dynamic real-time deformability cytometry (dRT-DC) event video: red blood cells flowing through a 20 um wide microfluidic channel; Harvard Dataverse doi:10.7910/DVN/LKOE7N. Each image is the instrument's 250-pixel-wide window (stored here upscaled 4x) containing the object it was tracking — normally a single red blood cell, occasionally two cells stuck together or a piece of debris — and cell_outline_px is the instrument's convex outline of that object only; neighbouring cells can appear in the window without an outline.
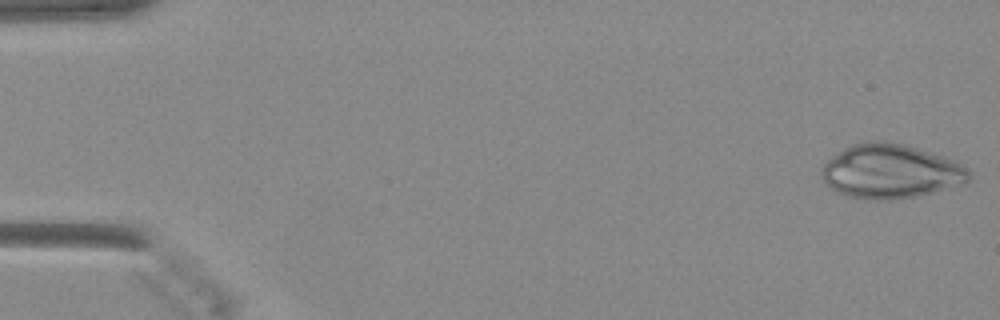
{"species": "Egyptian fruit bat (a non-hibernating species)", "species_latin": "Rousettus aegyptiacus", "temperature_condition": "warm", "stored_images_in_passage": 47, "camera_frame_rate_fps": 3000, "um_per_image_px": 0.085, "animal": {"sex": "female"}, "frame": {"image": 1, "passage_image": 1, "time_ms": 0.0, "image_size_px": [1000, 320], "cell_outline_px": [[972, 176], [968, 180], [932, 192], [916, 196], [892, 200], [876, 200], [848, 196], [832, 188], [824, 180], [824, 164], [832, 156], [844, 148], [852, 144], [872, 140], [884, 140], [916, 148], [964, 164], [972, 172]], "centroid_in_image_um": [75.71, 14.55], "position_along_channel_um": 9.3, "area_um2": 45.66}}
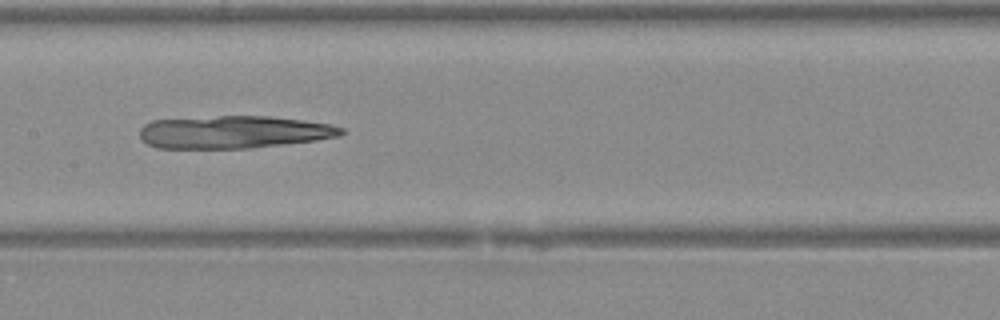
{"frame": {"image": 2, "passage_image": 24, "time_ms": 7.667, "image_size_px": [1000, 320], "cell_outline_px": [[344, 132], [340, 136], [316, 140], [248, 148], [156, 148], [148, 144], [140, 136], [140, 128], [144, 124], [152, 120], [220, 116], [268, 116], [304, 120], [328, 124], [344, 128]], "centroid_in_image_um": [19.85, 11.22], "position_along_channel_um": 187.5, "area_um2": 38.15}}
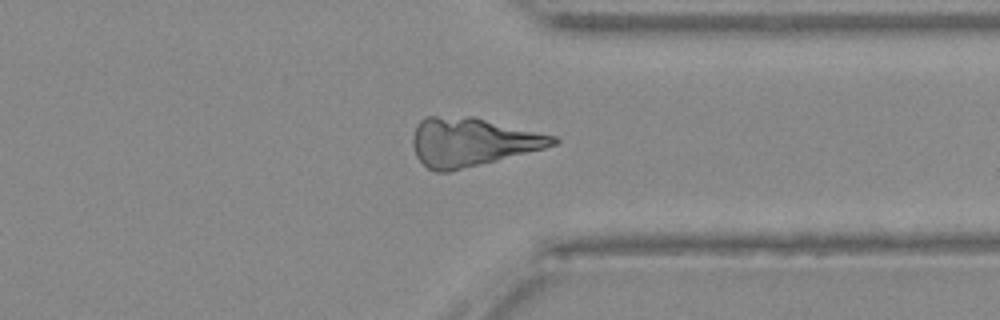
{"frame": {"image": 3, "passage_image": 37, "time_ms": 12.0, "image_size_px": [1000, 320], "cell_outline_px": [[560, 140], [556, 144], [544, 148], [448, 172], [436, 172], [428, 168], [416, 156], [412, 144], [412, 136], [416, 124], [424, 116], [472, 116], [556, 136]], "centroid_in_image_um": [40.08, 12.05], "position_along_channel_um": 371.3, "area_um2": 39.48}}